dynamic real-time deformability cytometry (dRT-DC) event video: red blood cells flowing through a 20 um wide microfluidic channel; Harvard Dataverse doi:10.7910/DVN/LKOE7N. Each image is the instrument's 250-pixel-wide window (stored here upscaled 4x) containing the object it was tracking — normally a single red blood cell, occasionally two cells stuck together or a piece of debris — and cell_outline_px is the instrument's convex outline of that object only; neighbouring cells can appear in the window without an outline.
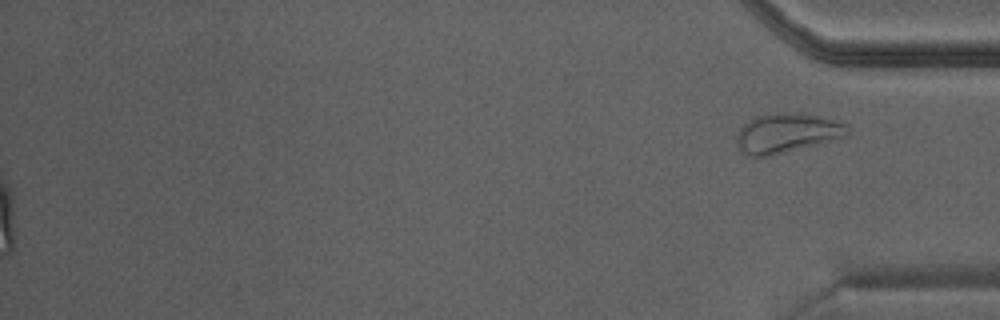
{"species": "Egyptian fruit bat (a non-hibernating species)", "species_latin": "Rousettus aegyptiacus", "temperature_condition": "warm", "stored_images_in_passage": 25, "camera_frame_rate_fps": 3000, "um_per_image_px": 0.085, "animal": {"sex": "male"}, "frame": {"image": 1, "passage_image": 25, "time_ms": 8.0, "image_size_px": [1000, 320], "cell_outline_px": [[848, 132], [844, 136], [768, 156], [752, 156], [744, 152], [736, 144], [736, 136], [740, 128], [748, 120], [756, 116], [784, 112], [800, 112], [820, 116], [836, 120], [844, 124]], "centroid_in_image_um": [66.82, 11.27], "position_along_channel_um": 368.4, "area_um2": 24.85}}